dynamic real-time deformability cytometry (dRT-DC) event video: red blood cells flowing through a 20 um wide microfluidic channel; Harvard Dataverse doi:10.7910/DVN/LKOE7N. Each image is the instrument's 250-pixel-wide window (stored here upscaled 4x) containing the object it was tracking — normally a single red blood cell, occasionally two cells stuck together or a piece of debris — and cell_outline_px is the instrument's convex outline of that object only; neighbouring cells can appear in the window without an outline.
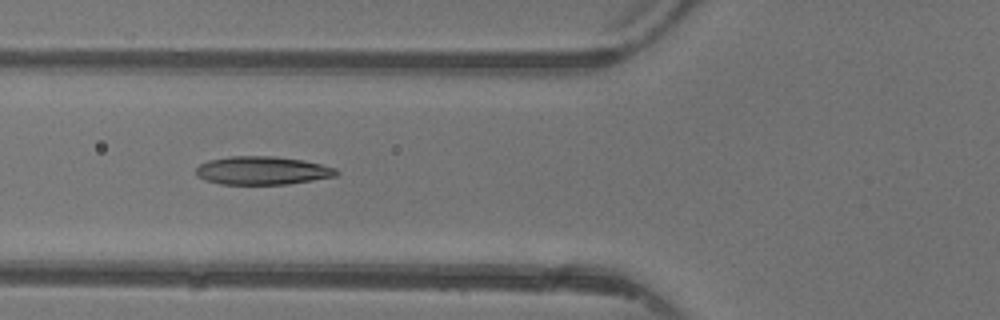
{"species": "common noctule bat (a hibernating species)", "species_latin": "Nyctalus noctula", "temperature_condition": "warm", "stored_images_in_passage": 5, "camera_frame_rate_fps": 3000, "um_per_image_px": 0.085, "animal": {"sex": "female"}, "frame": {"image": 1, "passage_image": 5, "time_ms": 5.0, "image_size_px": [1000, 320], "cell_outline_px": [[340, 172], [336, 176], [288, 184], [220, 184], [204, 180], [196, 176], [196, 168], [200, 164], [208, 160], [228, 156], [272, 156], [304, 160], [336, 168]], "centroid_in_image_um": [22.27, 14.49], "position_along_channel_um": 103.5, "area_um2": 23.24}}